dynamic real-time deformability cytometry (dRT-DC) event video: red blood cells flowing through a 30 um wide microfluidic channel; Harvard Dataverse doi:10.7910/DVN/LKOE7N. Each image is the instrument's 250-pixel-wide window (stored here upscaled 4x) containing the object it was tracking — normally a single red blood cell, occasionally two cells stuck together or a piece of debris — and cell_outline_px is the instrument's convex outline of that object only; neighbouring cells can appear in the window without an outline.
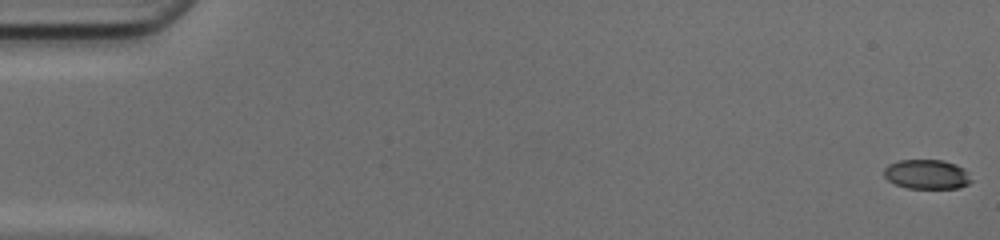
{"species": "common noctule bat (a hibernating species)", "species_latin": "Nyctalus noctula", "temperature_condition": "cold", "stored_images_in_passage": 50, "camera_frame_rate_fps": 3000, "um_per_image_px": 0.085, "animal": {"sex": "female", "body_mass_g": 17.0, "forearm_length_mm": 48.0}, "frame": {"image": 1, "passage_image": 1, "time_ms": 0.0, "image_size_px": [1000, 240], "cell_outline_px": [[972, 180], [968, 184], [960, 188], [908, 188], [896, 184], [888, 180], [884, 176], [884, 168], [888, 164], [900, 160], [944, 160], [956, 164], [964, 168], [968, 172]], "centroid_in_image_um": [78.8, 14.81], "position_along_channel_um": 6.2, "area_um2": 15.09}}
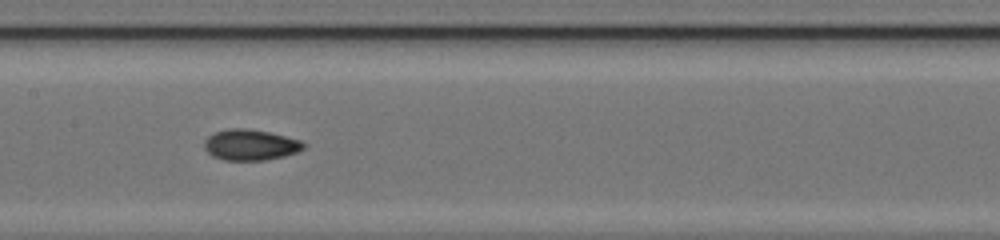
{"frame": {"image": 2, "passage_image": 26, "time_ms": 8.333, "image_size_px": [1000, 240], "cell_outline_px": [[304, 148], [296, 152], [284, 156], [264, 160], [224, 160], [212, 156], [204, 148], [204, 140], [208, 136], [216, 132], [228, 128], [244, 128], [268, 132], [300, 140], [304, 144]], "centroid_in_image_um": [21.24, 12.31], "position_along_channel_um": 186.2, "area_um2": 17.69}}
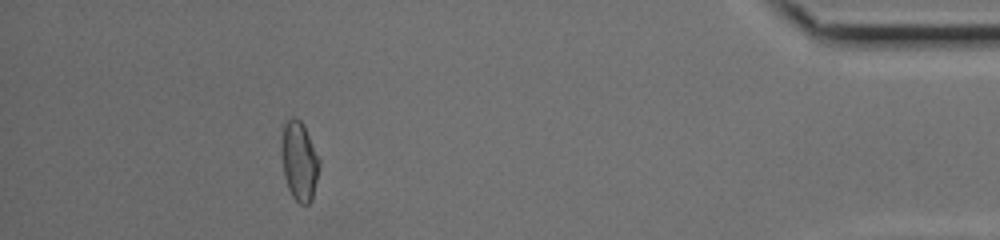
{"frame": {"image": 3, "passage_image": 46, "time_ms": 15.0, "image_size_px": [1000, 240], "cell_outline_px": [[320, 164], [312, 200], [308, 204], [300, 204], [292, 196], [288, 188], [284, 176], [280, 152], [280, 148], [284, 124], [292, 116], [296, 116], [304, 124], [320, 160]], "centroid_in_image_um": [25.42, 13.66], "position_along_channel_um": 409.8, "area_um2": 17.69}, "authors_computed_cell_mechanics": {"area_um2": 16.9354, "velocity_mm_per_s": 4.2059, "shape_relaxation_time_tau1_ms": 5.499, "shape_relaxation_time_tau2_ms": 1.9608, "deformation_change_tau1": 0.1903, "deformation_change_tau2": 0.0638}}